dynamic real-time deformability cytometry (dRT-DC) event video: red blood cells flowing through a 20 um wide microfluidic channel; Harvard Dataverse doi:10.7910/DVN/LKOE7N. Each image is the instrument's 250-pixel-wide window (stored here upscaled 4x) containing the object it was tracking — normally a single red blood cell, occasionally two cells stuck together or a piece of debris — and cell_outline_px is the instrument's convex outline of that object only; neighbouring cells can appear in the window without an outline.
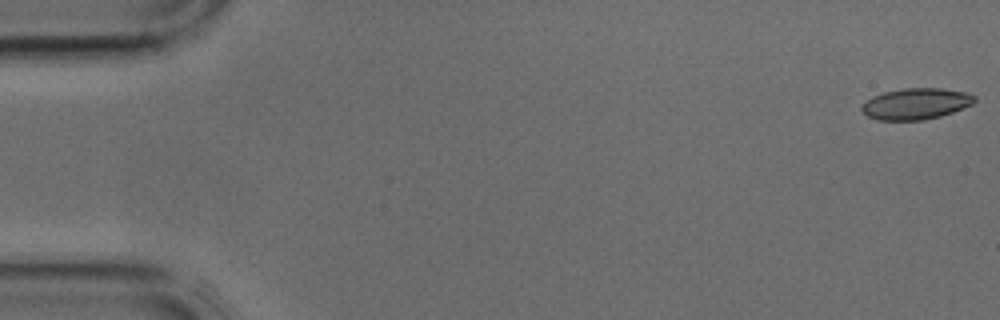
{"species": "common noctule bat (a hibernating species)", "species_latin": "Nyctalus noctula", "temperature_condition": "cold", "stored_images_in_passage": 42, "camera_frame_rate_fps": 3000, "um_per_image_px": 0.085, "animal": {"sex": "male", "body_mass_g": 17.9, "forearm_length_mm": 54.2}, "frame": {"image": 1, "passage_image": 1, "time_ms": 0.0, "image_size_px": [1000, 320], "cell_outline_px": [[976, 100], [972, 104], [952, 112], [940, 116], [924, 120], [876, 120], [868, 116], [860, 108], [872, 96], [884, 92], [904, 88], [940, 88], [964, 92], [976, 96]], "centroid_in_image_um": [77.85, 8.82], "position_along_channel_um": 7.1, "area_um2": 20.35}}
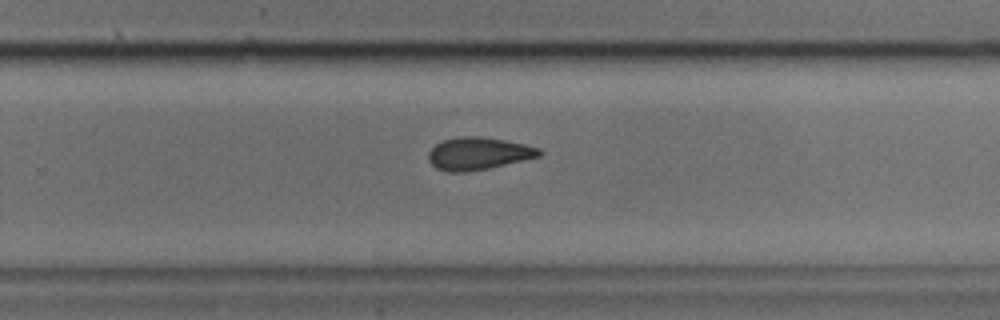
{"frame": {"image": 2, "passage_image": 27, "time_ms": 8.667, "image_size_px": [1000, 320], "cell_outline_px": [[544, 152], [540, 156], [488, 168], [464, 172], [448, 172], [436, 168], [428, 160], [428, 152], [436, 144], [444, 140], [460, 136], [480, 136], [504, 140], [524, 144], [540, 148]], "centroid_in_image_um": [40.65, 13.05], "position_along_channel_um": 289.1, "area_um2": 20.87}}
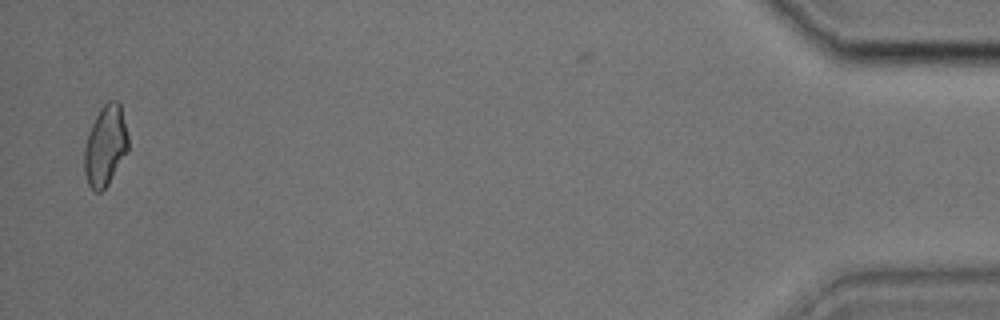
{"frame": {"image": 3, "passage_image": 41, "time_ms": 13.333, "image_size_px": [1000, 320], "cell_outline_px": [[128, 152], [108, 184], [100, 192], [96, 192], [88, 184], [84, 172], [84, 148], [88, 132], [100, 108], [108, 100], [116, 100], [120, 104], [128, 136]], "centroid_in_image_um": [8.96, 12.39], "position_along_channel_um": 426.2, "area_um2": 20.58}}